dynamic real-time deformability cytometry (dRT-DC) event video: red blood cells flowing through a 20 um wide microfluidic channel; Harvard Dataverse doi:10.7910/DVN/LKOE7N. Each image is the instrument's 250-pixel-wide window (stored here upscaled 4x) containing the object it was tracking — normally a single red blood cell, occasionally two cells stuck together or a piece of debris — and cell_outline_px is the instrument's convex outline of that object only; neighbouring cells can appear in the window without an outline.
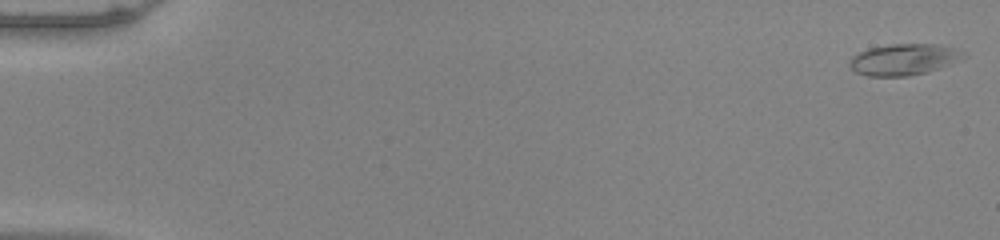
{"species": "common noctule bat (a hibernating species)", "species_latin": "Nyctalus noctula", "temperature_condition": "warm", "stored_images_in_passage": 52, "camera_frame_rate_fps": 3000, "um_per_image_px": 0.085, "animal": {"sex": "male", "body_mass_g": 20.0, "forearm_length_mm": 53.3}, "frame": {"image": 1, "passage_image": 1, "time_ms": 0.0, "image_size_px": [1000, 240], "cell_outline_px": [[968, 56], [960, 60], [928, 72], [908, 76], [868, 76], [856, 72], [848, 64], [852, 56], [868, 48], [892, 44], [936, 44], [952, 48], [964, 52]], "centroid_in_image_um": [76.82, 5.06], "position_along_channel_um": 8.2, "area_um2": 20.69}}
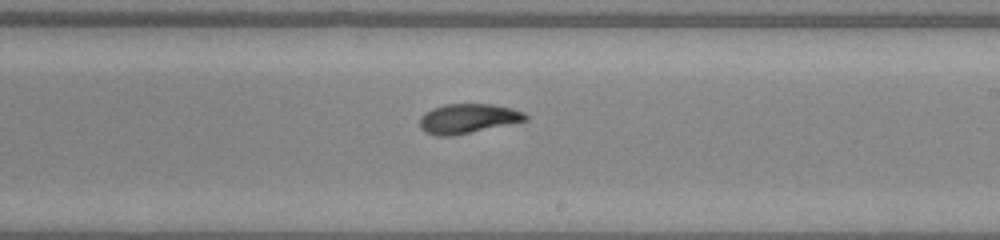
{"frame": {"image": 2, "passage_image": 32, "time_ms": 10.333, "image_size_px": [1000, 240], "cell_outline_px": [[528, 120], [452, 136], [436, 136], [424, 132], [420, 128], [420, 116], [424, 112], [432, 108], [444, 104], [492, 104], [512, 108], [524, 112], [528, 116]], "centroid_in_image_um": [39.74, 10.07], "position_along_channel_um": 249.3, "area_um2": 18.32}}
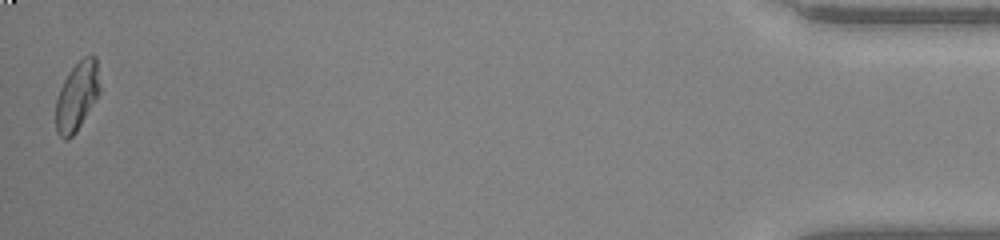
{"frame": {"image": 3, "passage_image": 52, "time_ms": 17.0, "image_size_px": [1000, 240], "cell_outline_px": [[100, 92], [96, 100], [76, 132], [68, 140], [64, 140], [56, 132], [56, 100], [60, 88], [68, 72], [84, 56], [96, 56], [100, 88]], "centroid_in_image_um": [6.54, 8.2], "position_along_channel_um": 428.7, "area_um2": 17.63}, "authors_computed_cell_mechanics": {"area_um2": 18.8717, "velocity_mm_per_s": 3.9852, "shape_relaxation_time_tau1_ms": null, "shape_relaxation_time_tau2_ms": 2.1338, "deformation_change_tau1": null, "deformation_change_tau2": 0.0744}}